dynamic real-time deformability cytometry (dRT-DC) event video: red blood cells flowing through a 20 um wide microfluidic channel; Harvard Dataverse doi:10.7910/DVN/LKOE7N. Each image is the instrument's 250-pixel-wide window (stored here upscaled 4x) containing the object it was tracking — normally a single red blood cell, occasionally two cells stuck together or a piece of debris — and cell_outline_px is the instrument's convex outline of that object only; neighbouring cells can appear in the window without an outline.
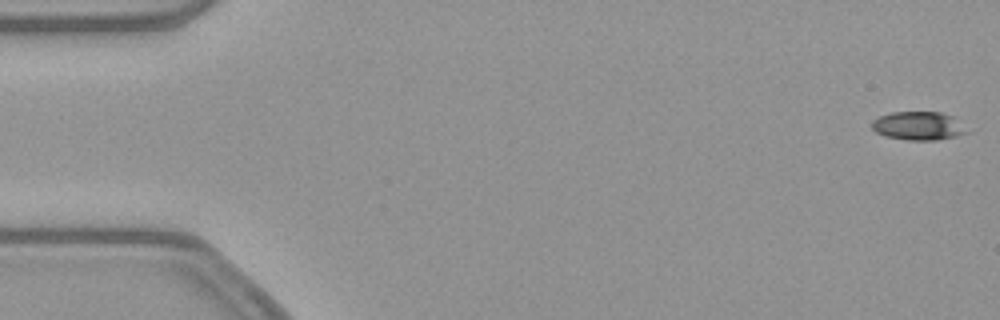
{"species": "common noctule bat (a hibernating species)", "species_latin": "Nyctalus noctula", "temperature_condition": "warm", "stored_images_in_passage": 12, "camera_frame_rate_fps": 3000, "um_per_image_px": 0.085, "animal": {"sex": "female", "body_mass_g": 21.9}, "frame": {"image": 1, "passage_image": 1, "time_ms": 0.0, "image_size_px": [1000, 320], "cell_outline_px": [[972, 132], [956, 136], [936, 140], [908, 140], [884, 136], [876, 132], [872, 128], [872, 120], [880, 116], [892, 112], [940, 112], [956, 116]], "centroid_in_image_um": [78.14, 10.69], "position_along_channel_um": 6.9, "area_um2": 16.13}}